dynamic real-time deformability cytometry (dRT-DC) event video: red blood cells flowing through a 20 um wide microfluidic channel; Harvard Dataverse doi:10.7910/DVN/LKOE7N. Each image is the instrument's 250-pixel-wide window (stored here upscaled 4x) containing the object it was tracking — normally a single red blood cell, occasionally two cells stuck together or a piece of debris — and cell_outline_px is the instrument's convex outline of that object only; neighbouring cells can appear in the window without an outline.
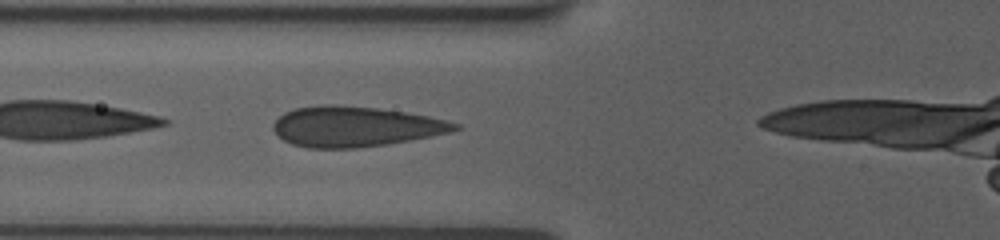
{"species": "human", "species_latin": "Homo sapiens", "temperature_condition": "room temperature", "stored_images_in_passage": 45, "camera_frame_rate_fps": 3000, "um_per_image_px": 0.085, "donor": {"sex": "female"}, "frame": {"image": 1, "passage_image": 3, "time_ms": 0.667, "image_size_px": [1000, 240], "cell_outline_px": [[460, 128], [448, 132], [388, 144], [360, 148], [308, 148], [292, 144], [284, 140], [272, 128], [272, 124], [284, 112], [296, 108], [324, 104], [336, 104], [376, 108], [404, 112], [428, 116], [460, 124]], "centroid_in_image_um": [30.14, 10.76], "position_along_channel_um": 95.7, "area_um2": 42.31}}
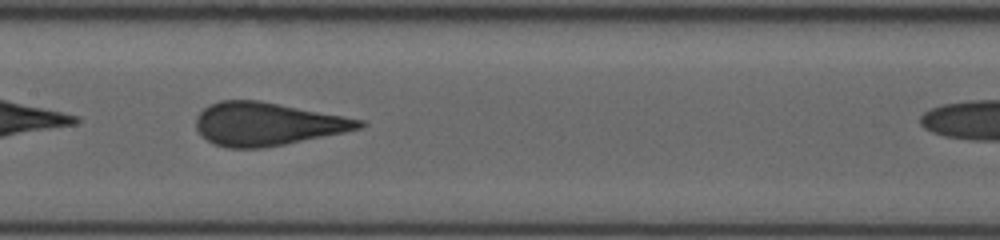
{"frame": {"image": 2, "passage_image": 18, "time_ms": 3.0, "image_size_px": [1000, 240], "cell_outline_px": [[364, 124], [360, 128], [284, 144], [260, 148], [228, 148], [216, 144], [208, 140], [196, 128], [196, 120], [200, 112], [204, 108], [220, 100], [256, 100], [364, 120]], "centroid_in_image_um": [22.66, 10.54], "position_along_channel_um": 184.7, "area_um2": 39.94}}
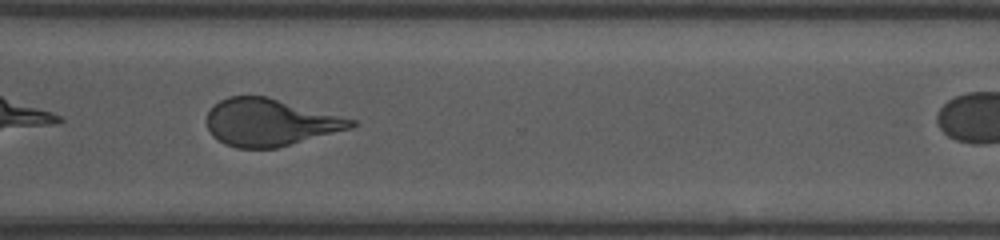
{"frame": {"image": 3, "passage_image": 44, "time_ms": 7.333, "image_size_px": [1000, 240], "cell_outline_px": [[356, 124], [352, 128], [276, 148], [236, 148], [224, 144], [212, 136], [208, 128], [208, 112], [220, 100], [228, 96], [268, 96], [356, 120]], "centroid_in_image_um": [22.94, 10.4], "position_along_channel_um": 347.7, "area_um2": 39.54}}